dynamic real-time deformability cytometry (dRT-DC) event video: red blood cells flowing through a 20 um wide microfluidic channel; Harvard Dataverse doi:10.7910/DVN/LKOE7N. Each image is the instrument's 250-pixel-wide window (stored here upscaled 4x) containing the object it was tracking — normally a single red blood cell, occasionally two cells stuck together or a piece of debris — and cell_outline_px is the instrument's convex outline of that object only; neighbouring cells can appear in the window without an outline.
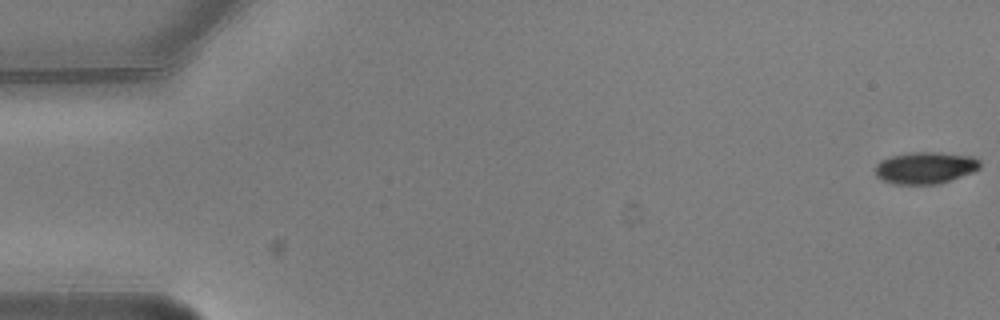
{"species": "common noctule bat (a hibernating species)", "species_latin": "Nyctalus noctula", "temperature_condition": "warm", "stored_images_in_passage": 4, "camera_frame_rate_fps": 3000, "um_per_image_px": 0.085, "animal": {"sex": "male", "body_mass_g": 20.5, "forearm_length_mm": 52.5}, "frame": {"image": 1, "passage_image": 1, "time_ms": 0.0, "image_size_px": [1000, 320], "cell_outline_px": [[980, 168], [972, 172], [940, 184], [892, 184], [880, 180], [876, 176], [876, 164], [880, 160], [892, 156], [912, 152], [936, 152], [972, 156], [980, 160]], "centroid_in_image_um": [78.63, 14.27], "position_along_channel_um": 6.4, "area_um2": 19.54}}
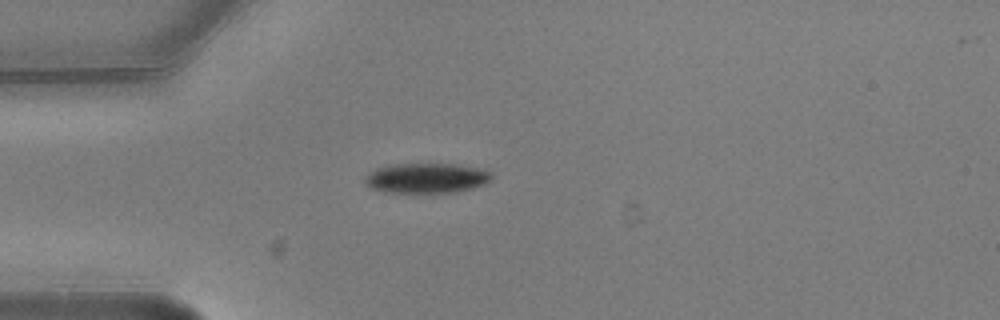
{"frame": {"image": 2, "passage_image": 4, "time_ms": 1.0, "image_size_px": [1000, 320], "cell_outline_px": [[492, 180], [484, 184], [472, 188], [456, 192], [384, 192], [372, 188], [364, 184], [364, 176], [368, 172], [376, 168], [388, 164], [428, 160], [456, 164], [480, 168], [492, 172]], "centroid_in_image_um": [36.22, 15.07], "position_along_channel_um": 48.8, "area_um2": 23.35}}